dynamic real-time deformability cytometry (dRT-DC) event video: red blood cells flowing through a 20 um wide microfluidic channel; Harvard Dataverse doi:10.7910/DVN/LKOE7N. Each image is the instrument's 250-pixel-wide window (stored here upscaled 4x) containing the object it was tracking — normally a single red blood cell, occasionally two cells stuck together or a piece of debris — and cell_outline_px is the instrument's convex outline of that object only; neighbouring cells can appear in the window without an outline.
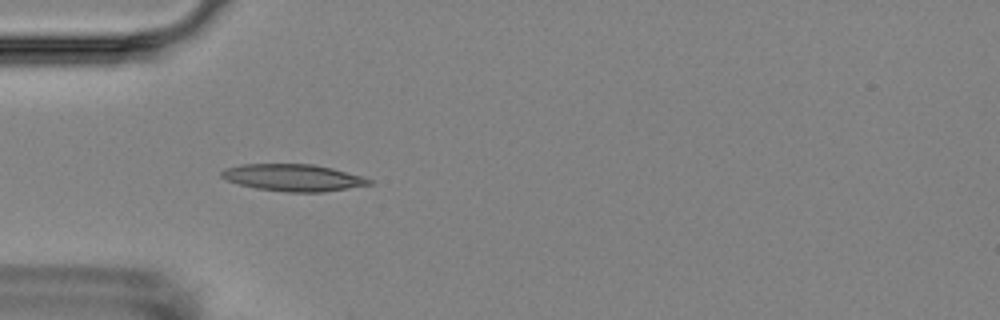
{"species": "Egyptian fruit bat (a non-hibernating species)", "species_latin": "Rousettus aegyptiacus", "temperature_condition": "room temperature", "stored_images_in_passage": 4, "camera_frame_rate_fps": 3000, "um_per_image_px": 0.085, "animal": {"sex": "female"}, "frame": {"image": 1, "passage_image": 1, "time_ms": 0.0, "image_size_px": [1000, 320], "cell_outline_px": [[372, 184], [324, 192], [288, 192], [256, 188], [240, 184], [228, 180], [220, 176], [220, 172], [224, 168], [240, 164], [312, 164], [332, 168], [364, 176], [372, 180]], "centroid_in_image_um": [24.93, 15.09], "position_along_channel_um": 60.1, "area_um2": 23.18}}
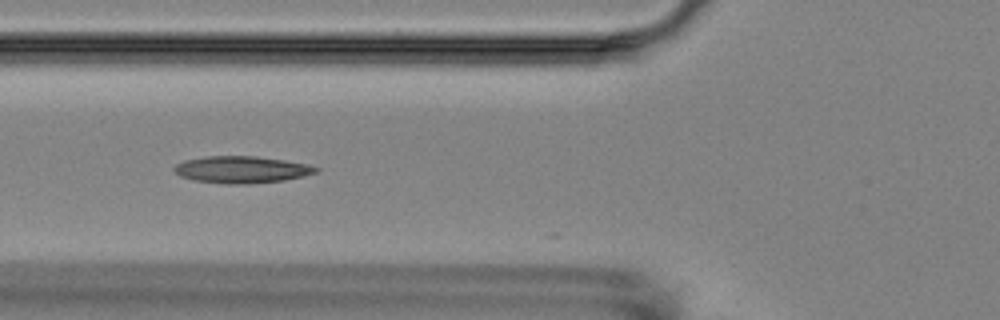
{"frame": {"image": 2, "passage_image": 2, "time_ms": 1.333, "image_size_px": [1000, 320], "cell_outline_px": [[320, 168], [316, 172], [304, 176], [284, 180], [248, 184], [228, 184], [192, 180], [180, 176], [172, 168], [176, 164], [184, 160], [204, 156], [256, 156], [284, 160], [308, 164]], "centroid_in_image_um": [20.52, 14.41], "position_along_channel_um": 105.3, "area_um2": 22.31}}